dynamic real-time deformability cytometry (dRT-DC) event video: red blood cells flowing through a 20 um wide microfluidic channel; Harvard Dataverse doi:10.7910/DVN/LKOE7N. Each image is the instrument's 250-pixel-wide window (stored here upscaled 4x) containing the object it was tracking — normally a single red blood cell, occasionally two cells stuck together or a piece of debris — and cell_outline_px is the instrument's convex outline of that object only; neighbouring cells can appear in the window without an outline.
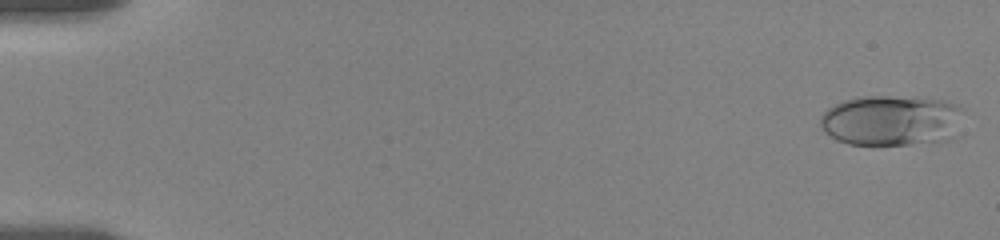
{"species": "human", "species_latin": "Homo sapiens", "temperature_condition": "room temperature", "stored_images_in_passage": 57, "camera_frame_rate_fps": 3000, "um_per_image_px": 0.085, "donor": {"sex": "female"}, "frame": {"image": 1, "passage_image": 2, "time_ms": 0.333, "image_size_px": [1000, 240], "cell_outline_px": [[964, 108], [952, 136], [948, 140], [908, 144], [848, 144], [836, 140], [824, 132], [820, 124], [820, 116], [828, 108], [844, 100], [860, 96], [916, 96], [948, 100]], "centroid_in_image_um": [75.75, 10.21], "position_along_channel_um": 9.2, "area_um2": 42.48}}
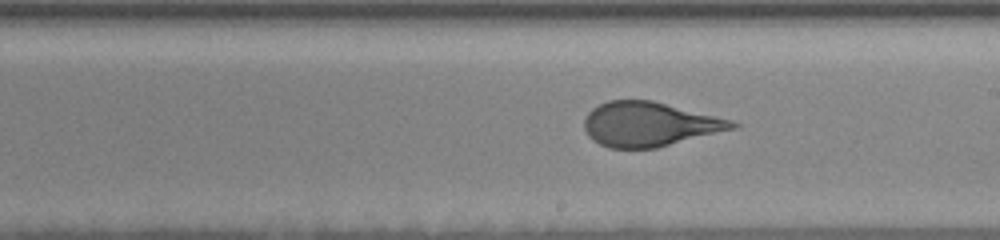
{"frame": {"image": 2, "passage_image": 34, "time_ms": 11.0, "image_size_px": [1000, 240], "cell_outline_px": [[740, 124], [736, 128], [656, 148], [608, 148], [592, 140], [588, 136], [584, 128], [584, 120], [588, 112], [592, 108], [608, 100], [652, 100], [732, 120]], "centroid_in_image_um": [55.17, 10.56], "position_along_channel_um": 233.8, "area_um2": 38.21}}
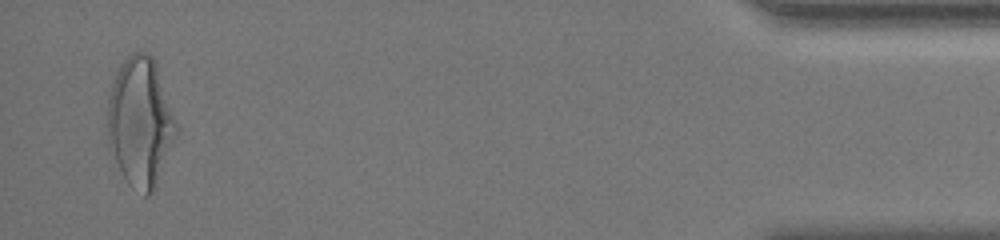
{"frame": {"image": 3, "passage_image": 56, "time_ms": 18.333, "image_size_px": [1000, 240], "cell_outline_px": [[180, 128], [156, 188], [148, 196], [144, 196], [132, 188], [128, 184], [108, 148], [108, 100], [112, 84], [116, 72], [124, 60], [132, 52], [144, 52], [152, 56], [156, 60]], "centroid_in_image_um": [11.97, 10.39], "position_along_channel_um": 423.2, "area_um2": 52.6}, "authors_computed_cell_mechanics": {"area_um2": 39.2462, "velocity_mm_per_s": 3.5481, "shape_relaxation_time_tau1_ms": 4.7799, "shape_relaxation_time_tau2_ms": null, "deformation_change_tau1": 0.189, "deformation_change_tau2": null}}